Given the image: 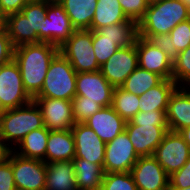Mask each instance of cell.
<instances>
[{
	"mask_svg": "<svg viewBox=\"0 0 190 190\" xmlns=\"http://www.w3.org/2000/svg\"><path fill=\"white\" fill-rule=\"evenodd\" d=\"M162 80L163 78L158 74L149 72L138 66L127 77L121 88L129 93L140 96L150 88L158 85Z\"/></svg>",
	"mask_w": 190,
	"mask_h": 190,
	"instance_id": "29",
	"label": "cell"
},
{
	"mask_svg": "<svg viewBox=\"0 0 190 190\" xmlns=\"http://www.w3.org/2000/svg\"><path fill=\"white\" fill-rule=\"evenodd\" d=\"M138 67L136 44L119 48L102 66L100 72L114 87H121L127 77Z\"/></svg>",
	"mask_w": 190,
	"mask_h": 190,
	"instance_id": "12",
	"label": "cell"
},
{
	"mask_svg": "<svg viewBox=\"0 0 190 190\" xmlns=\"http://www.w3.org/2000/svg\"><path fill=\"white\" fill-rule=\"evenodd\" d=\"M163 0H146L148 6L162 2Z\"/></svg>",
	"mask_w": 190,
	"mask_h": 190,
	"instance_id": "46",
	"label": "cell"
},
{
	"mask_svg": "<svg viewBox=\"0 0 190 190\" xmlns=\"http://www.w3.org/2000/svg\"><path fill=\"white\" fill-rule=\"evenodd\" d=\"M73 116L76 123H84L98 112L102 106L90 100H71Z\"/></svg>",
	"mask_w": 190,
	"mask_h": 190,
	"instance_id": "36",
	"label": "cell"
},
{
	"mask_svg": "<svg viewBox=\"0 0 190 190\" xmlns=\"http://www.w3.org/2000/svg\"><path fill=\"white\" fill-rule=\"evenodd\" d=\"M77 72L58 52L50 62L43 87L34 98H54L71 101L76 96Z\"/></svg>",
	"mask_w": 190,
	"mask_h": 190,
	"instance_id": "4",
	"label": "cell"
},
{
	"mask_svg": "<svg viewBox=\"0 0 190 190\" xmlns=\"http://www.w3.org/2000/svg\"><path fill=\"white\" fill-rule=\"evenodd\" d=\"M48 136L49 130L45 126L34 130L28 133L13 151L22 157L38 159L46 163Z\"/></svg>",
	"mask_w": 190,
	"mask_h": 190,
	"instance_id": "25",
	"label": "cell"
},
{
	"mask_svg": "<svg viewBox=\"0 0 190 190\" xmlns=\"http://www.w3.org/2000/svg\"><path fill=\"white\" fill-rule=\"evenodd\" d=\"M7 14L4 12L2 5L0 3V30L6 29L7 25Z\"/></svg>",
	"mask_w": 190,
	"mask_h": 190,
	"instance_id": "45",
	"label": "cell"
},
{
	"mask_svg": "<svg viewBox=\"0 0 190 190\" xmlns=\"http://www.w3.org/2000/svg\"><path fill=\"white\" fill-rule=\"evenodd\" d=\"M104 39L117 40V44L122 47H130L135 43L138 36L137 23L129 19L123 23L107 25L96 30Z\"/></svg>",
	"mask_w": 190,
	"mask_h": 190,
	"instance_id": "28",
	"label": "cell"
},
{
	"mask_svg": "<svg viewBox=\"0 0 190 190\" xmlns=\"http://www.w3.org/2000/svg\"><path fill=\"white\" fill-rule=\"evenodd\" d=\"M138 190H168L169 175L153 156H140L131 169Z\"/></svg>",
	"mask_w": 190,
	"mask_h": 190,
	"instance_id": "13",
	"label": "cell"
},
{
	"mask_svg": "<svg viewBox=\"0 0 190 190\" xmlns=\"http://www.w3.org/2000/svg\"><path fill=\"white\" fill-rule=\"evenodd\" d=\"M21 12L29 19L31 32H35L38 35L39 31L43 29L47 13V0H30L22 8Z\"/></svg>",
	"mask_w": 190,
	"mask_h": 190,
	"instance_id": "32",
	"label": "cell"
},
{
	"mask_svg": "<svg viewBox=\"0 0 190 190\" xmlns=\"http://www.w3.org/2000/svg\"><path fill=\"white\" fill-rule=\"evenodd\" d=\"M169 187L187 188L190 187V157L181 169L169 177Z\"/></svg>",
	"mask_w": 190,
	"mask_h": 190,
	"instance_id": "40",
	"label": "cell"
},
{
	"mask_svg": "<svg viewBox=\"0 0 190 190\" xmlns=\"http://www.w3.org/2000/svg\"><path fill=\"white\" fill-rule=\"evenodd\" d=\"M152 156L170 176L187 162L190 148L178 132L168 131Z\"/></svg>",
	"mask_w": 190,
	"mask_h": 190,
	"instance_id": "9",
	"label": "cell"
},
{
	"mask_svg": "<svg viewBox=\"0 0 190 190\" xmlns=\"http://www.w3.org/2000/svg\"><path fill=\"white\" fill-rule=\"evenodd\" d=\"M40 108L44 126L49 131L71 129L75 125L72 102L64 99L33 98Z\"/></svg>",
	"mask_w": 190,
	"mask_h": 190,
	"instance_id": "14",
	"label": "cell"
},
{
	"mask_svg": "<svg viewBox=\"0 0 190 190\" xmlns=\"http://www.w3.org/2000/svg\"><path fill=\"white\" fill-rule=\"evenodd\" d=\"M42 127V113L34 100L18 108L1 111L0 144L5 151L14 150L28 133Z\"/></svg>",
	"mask_w": 190,
	"mask_h": 190,
	"instance_id": "2",
	"label": "cell"
},
{
	"mask_svg": "<svg viewBox=\"0 0 190 190\" xmlns=\"http://www.w3.org/2000/svg\"><path fill=\"white\" fill-rule=\"evenodd\" d=\"M93 31L75 30L60 47L59 52L70 62L77 73L100 70L93 48Z\"/></svg>",
	"mask_w": 190,
	"mask_h": 190,
	"instance_id": "5",
	"label": "cell"
},
{
	"mask_svg": "<svg viewBox=\"0 0 190 190\" xmlns=\"http://www.w3.org/2000/svg\"><path fill=\"white\" fill-rule=\"evenodd\" d=\"M71 131L75 143L74 158L88 160L89 162L99 164L103 168L106 143L84 123H75Z\"/></svg>",
	"mask_w": 190,
	"mask_h": 190,
	"instance_id": "15",
	"label": "cell"
},
{
	"mask_svg": "<svg viewBox=\"0 0 190 190\" xmlns=\"http://www.w3.org/2000/svg\"><path fill=\"white\" fill-rule=\"evenodd\" d=\"M100 190H138L131 172L104 173Z\"/></svg>",
	"mask_w": 190,
	"mask_h": 190,
	"instance_id": "33",
	"label": "cell"
},
{
	"mask_svg": "<svg viewBox=\"0 0 190 190\" xmlns=\"http://www.w3.org/2000/svg\"><path fill=\"white\" fill-rule=\"evenodd\" d=\"M128 19L138 23L148 8L146 0H118Z\"/></svg>",
	"mask_w": 190,
	"mask_h": 190,
	"instance_id": "37",
	"label": "cell"
},
{
	"mask_svg": "<svg viewBox=\"0 0 190 190\" xmlns=\"http://www.w3.org/2000/svg\"><path fill=\"white\" fill-rule=\"evenodd\" d=\"M105 143L125 131L126 121L112 108L102 107L84 122Z\"/></svg>",
	"mask_w": 190,
	"mask_h": 190,
	"instance_id": "18",
	"label": "cell"
},
{
	"mask_svg": "<svg viewBox=\"0 0 190 190\" xmlns=\"http://www.w3.org/2000/svg\"><path fill=\"white\" fill-rule=\"evenodd\" d=\"M140 156L136 153L126 131L106 143L104 173L131 172Z\"/></svg>",
	"mask_w": 190,
	"mask_h": 190,
	"instance_id": "10",
	"label": "cell"
},
{
	"mask_svg": "<svg viewBox=\"0 0 190 190\" xmlns=\"http://www.w3.org/2000/svg\"><path fill=\"white\" fill-rule=\"evenodd\" d=\"M75 157V143L71 129L49 131L46 148V163L72 161Z\"/></svg>",
	"mask_w": 190,
	"mask_h": 190,
	"instance_id": "21",
	"label": "cell"
},
{
	"mask_svg": "<svg viewBox=\"0 0 190 190\" xmlns=\"http://www.w3.org/2000/svg\"><path fill=\"white\" fill-rule=\"evenodd\" d=\"M14 58V46L6 29L0 30V66L11 62Z\"/></svg>",
	"mask_w": 190,
	"mask_h": 190,
	"instance_id": "41",
	"label": "cell"
},
{
	"mask_svg": "<svg viewBox=\"0 0 190 190\" xmlns=\"http://www.w3.org/2000/svg\"><path fill=\"white\" fill-rule=\"evenodd\" d=\"M30 0H0L2 8L7 15L21 12Z\"/></svg>",
	"mask_w": 190,
	"mask_h": 190,
	"instance_id": "43",
	"label": "cell"
},
{
	"mask_svg": "<svg viewBox=\"0 0 190 190\" xmlns=\"http://www.w3.org/2000/svg\"><path fill=\"white\" fill-rule=\"evenodd\" d=\"M166 120L169 131L190 126V87L177 86L169 97Z\"/></svg>",
	"mask_w": 190,
	"mask_h": 190,
	"instance_id": "19",
	"label": "cell"
},
{
	"mask_svg": "<svg viewBox=\"0 0 190 190\" xmlns=\"http://www.w3.org/2000/svg\"><path fill=\"white\" fill-rule=\"evenodd\" d=\"M139 96L121 87L114 88L112 108L127 122L139 112Z\"/></svg>",
	"mask_w": 190,
	"mask_h": 190,
	"instance_id": "30",
	"label": "cell"
},
{
	"mask_svg": "<svg viewBox=\"0 0 190 190\" xmlns=\"http://www.w3.org/2000/svg\"><path fill=\"white\" fill-rule=\"evenodd\" d=\"M138 66L161 76L163 79L173 80V61L159 47L140 36L135 40Z\"/></svg>",
	"mask_w": 190,
	"mask_h": 190,
	"instance_id": "16",
	"label": "cell"
},
{
	"mask_svg": "<svg viewBox=\"0 0 190 190\" xmlns=\"http://www.w3.org/2000/svg\"><path fill=\"white\" fill-rule=\"evenodd\" d=\"M125 131L139 156H152L169 128L168 126H153V124L137 126L127 121Z\"/></svg>",
	"mask_w": 190,
	"mask_h": 190,
	"instance_id": "17",
	"label": "cell"
},
{
	"mask_svg": "<svg viewBox=\"0 0 190 190\" xmlns=\"http://www.w3.org/2000/svg\"><path fill=\"white\" fill-rule=\"evenodd\" d=\"M114 87L100 70L81 72L76 75V96L72 100H90L102 107L112 105Z\"/></svg>",
	"mask_w": 190,
	"mask_h": 190,
	"instance_id": "11",
	"label": "cell"
},
{
	"mask_svg": "<svg viewBox=\"0 0 190 190\" xmlns=\"http://www.w3.org/2000/svg\"><path fill=\"white\" fill-rule=\"evenodd\" d=\"M176 87L173 80L163 79L158 85L139 96V112L167 111L169 97Z\"/></svg>",
	"mask_w": 190,
	"mask_h": 190,
	"instance_id": "22",
	"label": "cell"
},
{
	"mask_svg": "<svg viewBox=\"0 0 190 190\" xmlns=\"http://www.w3.org/2000/svg\"><path fill=\"white\" fill-rule=\"evenodd\" d=\"M6 31L14 48L38 43V35L31 32L30 21L22 12L7 16Z\"/></svg>",
	"mask_w": 190,
	"mask_h": 190,
	"instance_id": "26",
	"label": "cell"
},
{
	"mask_svg": "<svg viewBox=\"0 0 190 190\" xmlns=\"http://www.w3.org/2000/svg\"><path fill=\"white\" fill-rule=\"evenodd\" d=\"M11 162L3 155L0 158V190H15Z\"/></svg>",
	"mask_w": 190,
	"mask_h": 190,
	"instance_id": "39",
	"label": "cell"
},
{
	"mask_svg": "<svg viewBox=\"0 0 190 190\" xmlns=\"http://www.w3.org/2000/svg\"><path fill=\"white\" fill-rule=\"evenodd\" d=\"M138 36L147 39L153 45L159 47L170 58L171 37L169 34H138Z\"/></svg>",
	"mask_w": 190,
	"mask_h": 190,
	"instance_id": "42",
	"label": "cell"
},
{
	"mask_svg": "<svg viewBox=\"0 0 190 190\" xmlns=\"http://www.w3.org/2000/svg\"><path fill=\"white\" fill-rule=\"evenodd\" d=\"M59 47L40 42L14 48V61L18 64L26 92L34 98L42 89L51 60Z\"/></svg>",
	"mask_w": 190,
	"mask_h": 190,
	"instance_id": "1",
	"label": "cell"
},
{
	"mask_svg": "<svg viewBox=\"0 0 190 190\" xmlns=\"http://www.w3.org/2000/svg\"><path fill=\"white\" fill-rule=\"evenodd\" d=\"M190 9V0H181Z\"/></svg>",
	"mask_w": 190,
	"mask_h": 190,
	"instance_id": "48",
	"label": "cell"
},
{
	"mask_svg": "<svg viewBox=\"0 0 190 190\" xmlns=\"http://www.w3.org/2000/svg\"><path fill=\"white\" fill-rule=\"evenodd\" d=\"M45 190H78L72 161L46 163Z\"/></svg>",
	"mask_w": 190,
	"mask_h": 190,
	"instance_id": "20",
	"label": "cell"
},
{
	"mask_svg": "<svg viewBox=\"0 0 190 190\" xmlns=\"http://www.w3.org/2000/svg\"><path fill=\"white\" fill-rule=\"evenodd\" d=\"M131 122L134 125L153 124V126H168L166 120V111L138 112Z\"/></svg>",
	"mask_w": 190,
	"mask_h": 190,
	"instance_id": "38",
	"label": "cell"
},
{
	"mask_svg": "<svg viewBox=\"0 0 190 190\" xmlns=\"http://www.w3.org/2000/svg\"><path fill=\"white\" fill-rule=\"evenodd\" d=\"M178 133L184 138V141L190 148V126L181 129Z\"/></svg>",
	"mask_w": 190,
	"mask_h": 190,
	"instance_id": "44",
	"label": "cell"
},
{
	"mask_svg": "<svg viewBox=\"0 0 190 190\" xmlns=\"http://www.w3.org/2000/svg\"><path fill=\"white\" fill-rule=\"evenodd\" d=\"M4 156L11 162L16 189L45 190L44 161L22 157L13 150L5 151Z\"/></svg>",
	"mask_w": 190,
	"mask_h": 190,
	"instance_id": "6",
	"label": "cell"
},
{
	"mask_svg": "<svg viewBox=\"0 0 190 190\" xmlns=\"http://www.w3.org/2000/svg\"><path fill=\"white\" fill-rule=\"evenodd\" d=\"M173 81L177 86L190 87V46L173 61Z\"/></svg>",
	"mask_w": 190,
	"mask_h": 190,
	"instance_id": "34",
	"label": "cell"
},
{
	"mask_svg": "<svg viewBox=\"0 0 190 190\" xmlns=\"http://www.w3.org/2000/svg\"><path fill=\"white\" fill-rule=\"evenodd\" d=\"M170 59L174 61L180 52L190 46V18L177 24L170 32Z\"/></svg>",
	"mask_w": 190,
	"mask_h": 190,
	"instance_id": "31",
	"label": "cell"
},
{
	"mask_svg": "<svg viewBox=\"0 0 190 190\" xmlns=\"http://www.w3.org/2000/svg\"><path fill=\"white\" fill-rule=\"evenodd\" d=\"M76 30L89 29L94 18L97 0H58Z\"/></svg>",
	"mask_w": 190,
	"mask_h": 190,
	"instance_id": "23",
	"label": "cell"
},
{
	"mask_svg": "<svg viewBox=\"0 0 190 190\" xmlns=\"http://www.w3.org/2000/svg\"><path fill=\"white\" fill-rule=\"evenodd\" d=\"M190 18V9L181 0H163L148 6L137 23L138 34H169L180 22Z\"/></svg>",
	"mask_w": 190,
	"mask_h": 190,
	"instance_id": "3",
	"label": "cell"
},
{
	"mask_svg": "<svg viewBox=\"0 0 190 190\" xmlns=\"http://www.w3.org/2000/svg\"><path fill=\"white\" fill-rule=\"evenodd\" d=\"M93 48L99 66H102L119 48L117 40L104 39L97 31H93Z\"/></svg>",
	"mask_w": 190,
	"mask_h": 190,
	"instance_id": "35",
	"label": "cell"
},
{
	"mask_svg": "<svg viewBox=\"0 0 190 190\" xmlns=\"http://www.w3.org/2000/svg\"><path fill=\"white\" fill-rule=\"evenodd\" d=\"M78 190H100L104 171L99 164L81 158L72 160Z\"/></svg>",
	"mask_w": 190,
	"mask_h": 190,
	"instance_id": "24",
	"label": "cell"
},
{
	"mask_svg": "<svg viewBox=\"0 0 190 190\" xmlns=\"http://www.w3.org/2000/svg\"><path fill=\"white\" fill-rule=\"evenodd\" d=\"M168 190H190V187H187V188H175V187H169Z\"/></svg>",
	"mask_w": 190,
	"mask_h": 190,
	"instance_id": "47",
	"label": "cell"
},
{
	"mask_svg": "<svg viewBox=\"0 0 190 190\" xmlns=\"http://www.w3.org/2000/svg\"><path fill=\"white\" fill-rule=\"evenodd\" d=\"M129 20L118 0H97L91 30L96 31L107 25L123 23Z\"/></svg>",
	"mask_w": 190,
	"mask_h": 190,
	"instance_id": "27",
	"label": "cell"
},
{
	"mask_svg": "<svg viewBox=\"0 0 190 190\" xmlns=\"http://www.w3.org/2000/svg\"><path fill=\"white\" fill-rule=\"evenodd\" d=\"M75 30L58 0H47V13L43 29L38 34V43L47 42L60 47Z\"/></svg>",
	"mask_w": 190,
	"mask_h": 190,
	"instance_id": "8",
	"label": "cell"
},
{
	"mask_svg": "<svg viewBox=\"0 0 190 190\" xmlns=\"http://www.w3.org/2000/svg\"><path fill=\"white\" fill-rule=\"evenodd\" d=\"M5 150L2 148L1 144H0V158L4 155Z\"/></svg>",
	"mask_w": 190,
	"mask_h": 190,
	"instance_id": "49",
	"label": "cell"
},
{
	"mask_svg": "<svg viewBox=\"0 0 190 190\" xmlns=\"http://www.w3.org/2000/svg\"><path fill=\"white\" fill-rule=\"evenodd\" d=\"M32 100L24 89L21 71L14 59L0 66V112L18 108Z\"/></svg>",
	"mask_w": 190,
	"mask_h": 190,
	"instance_id": "7",
	"label": "cell"
}]
</instances>
